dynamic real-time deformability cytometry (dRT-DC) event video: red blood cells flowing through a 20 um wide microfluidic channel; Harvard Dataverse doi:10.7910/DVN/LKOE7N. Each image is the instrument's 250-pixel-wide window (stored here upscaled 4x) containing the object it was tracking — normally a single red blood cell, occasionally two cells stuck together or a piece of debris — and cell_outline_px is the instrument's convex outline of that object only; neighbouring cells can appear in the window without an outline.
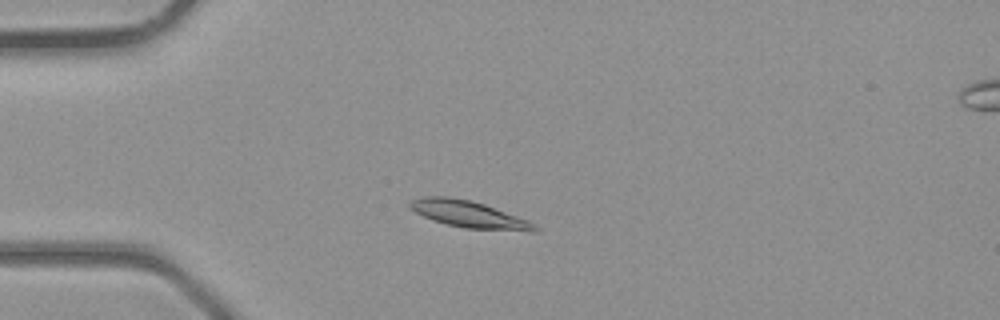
{"species": "common noctule bat (a hibernating species)", "species_latin": "Nyctalus noctula", "temperature_condition": "room temperature", "stored_images_in_passage": 27, "camera_frame_rate_fps": 3000, "um_per_image_px": 0.085, "animal": {"sex": "male", "body_mass_g": 23.1, "forearm_length_mm": 52.7}, "frame": {"image": 1, "passage_image": 6, "time_ms": 1.667, "image_size_px": [1000, 320], "cell_outline_px": [[540, 228], [536, 232], [528, 232], [464, 228], [432, 220], [408, 208], [408, 204], [412, 200], [424, 196], [448, 196], [472, 200], [484, 204], [528, 220], [536, 224]], "centroid_in_image_um": [39.9, 18.22], "position_along_channel_um": 45.1, "area_um2": 19.71}}
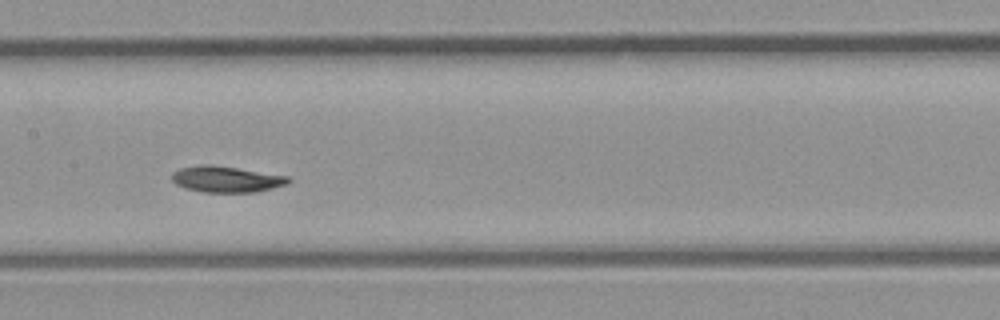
{"frame": {"image": 2, "passage_image": 16, "time_ms": 5.0, "image_size_px": [1000, 320], "cell_outline_px": [[292, 180], [288, 184], [256, 192], [204, 192], [184, 188], [176, 184], [172, 180], [172, 172], [180, 168], [200, 164], [208, 164], [292, 176]], "centroid_in_image_um": [19.26, 15.23], "position_along_channel_um": 188.1, "area_um2": 17.86}}
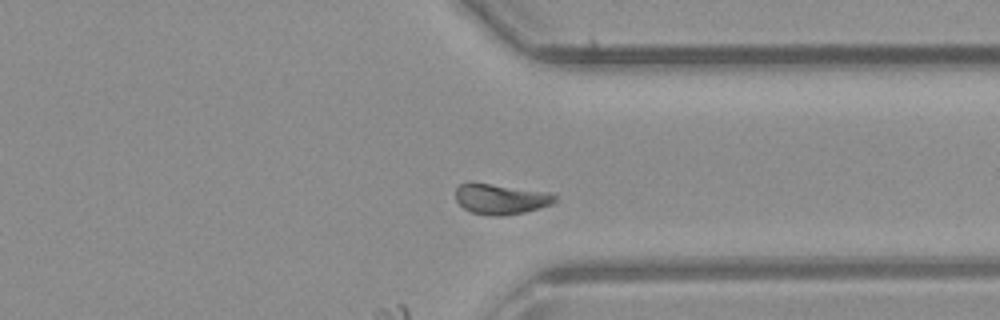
{"frame": {"image": 3, "passage_image": 27, "time_ms": 8.667, "image_size_px": [1000, 320], "cell_outline_px": [[556, 204], [524, 212], [500, 216], [496, 216], [472, 212], [464, 208], [456, 200], [456, 188], [460, 184], [468, 180], [556, 192]], "centroid_in_image_um": [42.63, 16.87], "position_along_channel_um": 368.8, "area_um2": 18.32}}